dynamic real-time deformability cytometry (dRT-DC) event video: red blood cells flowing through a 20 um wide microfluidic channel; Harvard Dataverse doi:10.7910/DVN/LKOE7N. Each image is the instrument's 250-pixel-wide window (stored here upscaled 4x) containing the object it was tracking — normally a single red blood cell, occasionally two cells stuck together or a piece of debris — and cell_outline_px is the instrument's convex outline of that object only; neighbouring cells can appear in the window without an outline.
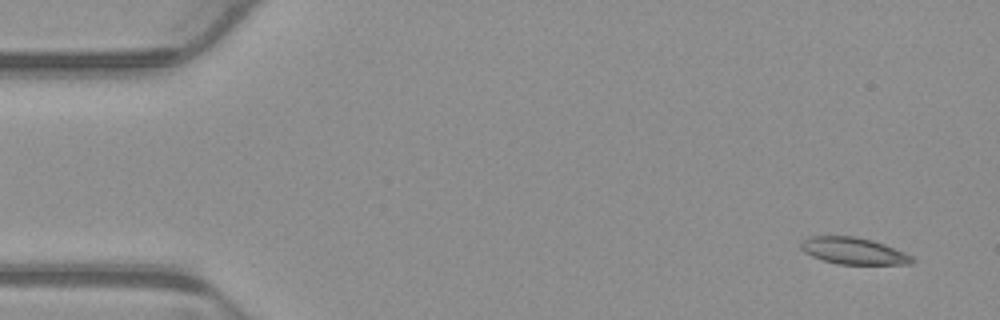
{"species": "common noctule bat (a hibernating species)", "species_latin": "Nyctalus noctula", "temperature_condition": "warm", "stored_images_in_passage": 4, "camera_frame_rate_fps": 3000, "um_per_image_px": 0.085, "animal": {"sex": "male", "body_mass_g": 23.1, "forearm_length_mm": 52.7}, "frame": {"image": 1, "passage_image": 1, "time_ms": 0.0, "image_size_px": [1000, 320], "cell_outline_px": [[916, 260], [912, 264], [836, 264], [812, 256], [804, 252], [800, 248], [800, 244], [808, 236], [852, 236], [872, 240], [884, 244], [904, 252], [912, 256]], "centroid_in_image_um": [72.55, 21.33], "position_along_channel_um": 12.5, "area_um2": 17.28}}
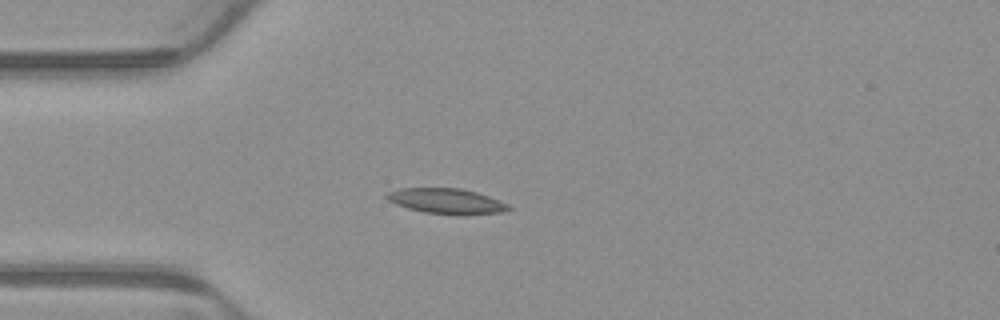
{"frame": {"image": 2, "passage_image": 4, "time_ms": 1.0, "image_size_px": [1000, 320], "cell_outline_px": [[512, 208], [504, 212], [464, 216], [424, 212], [408, 208], [396, 204], [388, 200], [384, 196], [388, 192], [400, 188], [460, 188], [476, 192], [500, 200], [508, 204]], "centroid_in_image_um": [37.99, 17.11], "position_along_channel_um": 47.0, "area_um2": 18.21}}